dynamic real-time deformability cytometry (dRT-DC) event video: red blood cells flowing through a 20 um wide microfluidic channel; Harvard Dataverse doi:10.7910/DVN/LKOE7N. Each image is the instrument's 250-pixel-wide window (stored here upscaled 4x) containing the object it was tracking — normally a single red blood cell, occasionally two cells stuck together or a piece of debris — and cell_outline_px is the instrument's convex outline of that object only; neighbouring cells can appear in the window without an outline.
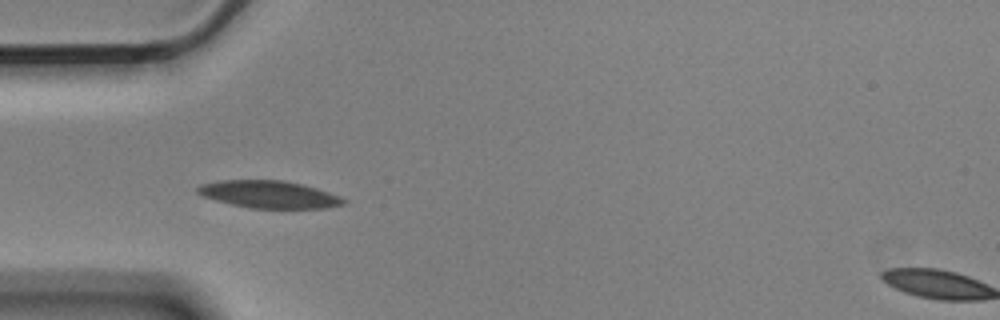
{"species": "Egyptian fruit bat (a non-hibernating species)", "species_latin": "Rousettus aegyptiacus", "temperature_condition": "cold", "stored_images_in_passage": 13, "camera_frame_rate_fps": 3000, "um_per_image_px": 0.085, "animal": {"sex": "male"}, "frame": {"image": 1, "passage_image": 3, "time_ms": 0.667, "image_size_px": [1000, 320], "cell_outline_px": [[348, 200], [344, 204], [328, 208], [248, 208], [216, 200], [204, 196], [196, 192], [196, 188], [200, 184], [220, 180], [284, 180], [316, 188], [340, 196]], "centroid_in_image_um": [22.87, 16.52], "position_along_channel_um": 62.1, "area_um2": 23.24}}
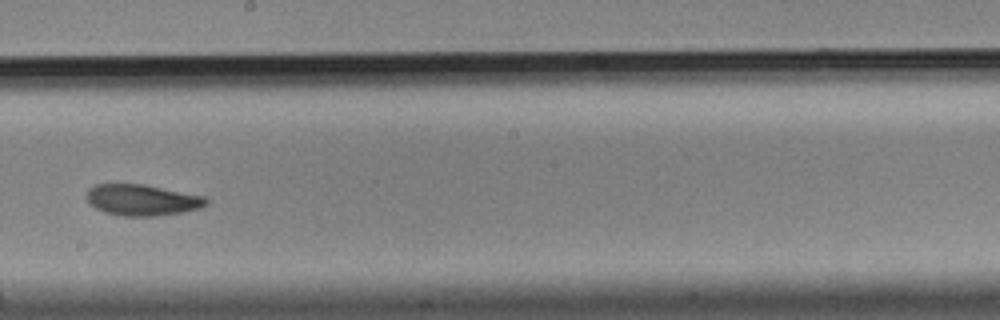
{"frame": {"image": 2, "passage_image": 7, "time_ms": 2.0, "image_size_px": [1000, 320], "cell_outline_px": [[208, 204], [200, 208], [180, 212], [156, 216], [124, 216], [104, 212], [96, 208], [84, 196], [88, 188], [96, 184], [144, 184], [204, 196], [208, 200]], "centroid_in_image_um": [12.06, 16.99], "position_along_channel_um": 236.1, "area_um2": 21.68}}
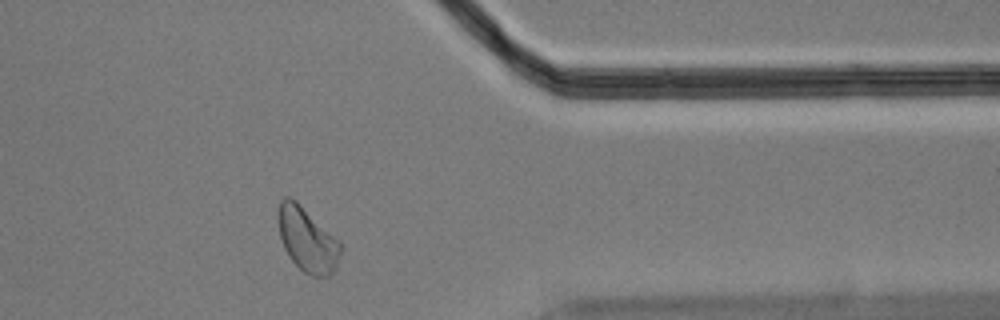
{"frame": {"image": 3, "passage_image": 11, "time_ms": 3.333, "image_size_px": [1000, 320], "cell_outline_px": [[340, 256], [332, 272], [328, 276], [312, 276], [304, 272], [288, 256], [284, 248], [280, 236], [276, 216], [276, 212], [280, 200], [284, 196], [288, 196], [296, 200], [340, 240]], "centroid_in_image_um": [26.08, 20.31], "position_along_channel_um": 385.3, "area_um2": 23.52}}